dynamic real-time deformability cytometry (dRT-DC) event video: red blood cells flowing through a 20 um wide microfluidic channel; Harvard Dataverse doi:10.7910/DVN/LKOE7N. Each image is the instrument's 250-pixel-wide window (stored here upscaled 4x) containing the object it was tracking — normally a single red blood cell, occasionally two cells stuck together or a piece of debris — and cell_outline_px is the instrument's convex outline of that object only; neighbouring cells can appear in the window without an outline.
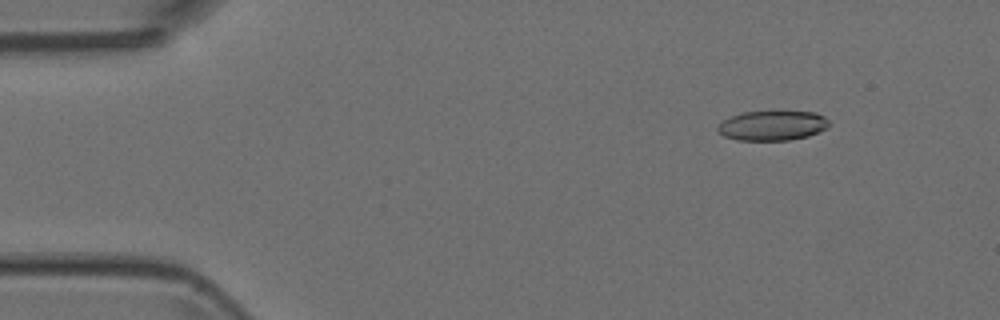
{"species": "Egyptian fruit bat (a non-hibernating species)", "species_latin": "Rousettus aegyptiacus", "temperature_condition": "room temperature", "stored_images_in_passage": 14, "camera_frame_rate_fps": 3000, "um_per_image_px": 0.085, "animal": {"sex": "female"}, "frame": {"image": 1, "passage_image": 2, "time_ms": 0.333, "image_size_px": [1000, 320], "cell_outline_px": [[828, 128], [808, 136], [788, 140], [736, 140], [724, 136], [716, 128], [716, 124], [732, 116], [744, 112], [816, 112], [824, 116], [828, 120]], "centroid_in_image_um": [65.64, 10.68], "position_along_channel_um": 19.4, "area_um2": 19.19}}
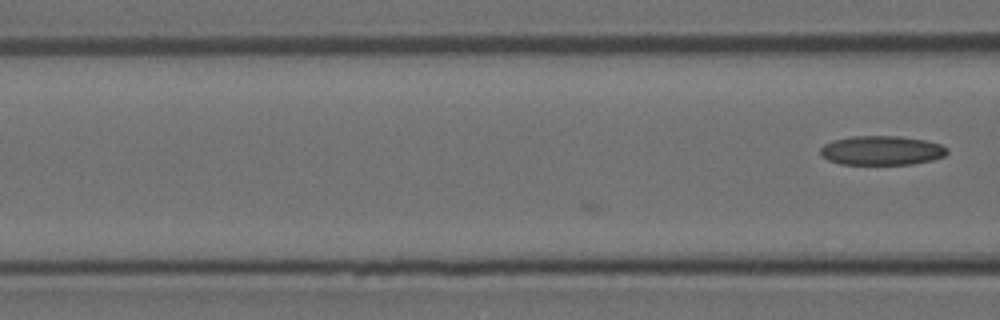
{"frame": {"image": 2, "passage_image": 14, "time_ms": 4.333, "image_size_px": [1000, 320], "cell_outline_px": [[948, 152], [944, 156], [932, 160], [912, 164], [840, 164], [828, 160], [820, 156], [820, 148], [824, 144], [832, 140], [852, 136], [900, 136], [924, 140], [940, 144], [948, 148]], "centroid_in_image_um": [74.91, 12.79], "position_along_channel_um": 91.7, "area_um2": 21.73}}